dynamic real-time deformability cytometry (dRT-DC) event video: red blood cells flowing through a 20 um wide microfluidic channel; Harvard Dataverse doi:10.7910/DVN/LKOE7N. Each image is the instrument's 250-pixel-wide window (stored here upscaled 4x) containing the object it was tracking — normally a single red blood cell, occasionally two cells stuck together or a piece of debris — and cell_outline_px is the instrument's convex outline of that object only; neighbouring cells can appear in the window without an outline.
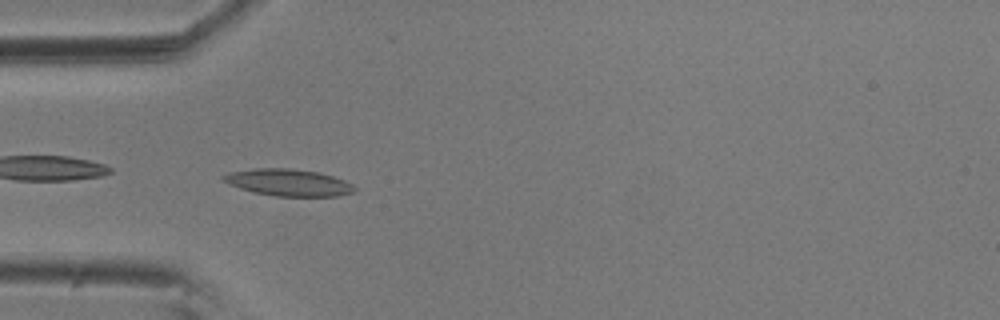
{"species": "common noctule bat (a hibernating species)", "species_latin": "Nyctalus noctula", "temperature_condition": "room temperature", "stored_images_in_passage": 40, "camera_frame_rate_fps": 3000, "um_per_image_px": 0.085, "animal": {"sex": "male", "body_mass_g": 20.5, "forearm_length_mm": 52.5}, "frame": {"image": 1, "passage_image": 1, "time_ms": 0.0, "image_size_px": [1000, 320], "cell_outline_px": [[356, 188], [352, 192], [340, 196], [276, 196], [256, 192], [240, 188], [224, 180], [220, 176], [232, 172], [252, 168], [288, 168], [320, 172], [344, 180], [352, 184]], "centroid_in_image_um": [24.55, 15.5], "position_along_channel_um": 60.4, "area_um2": 20.29}}
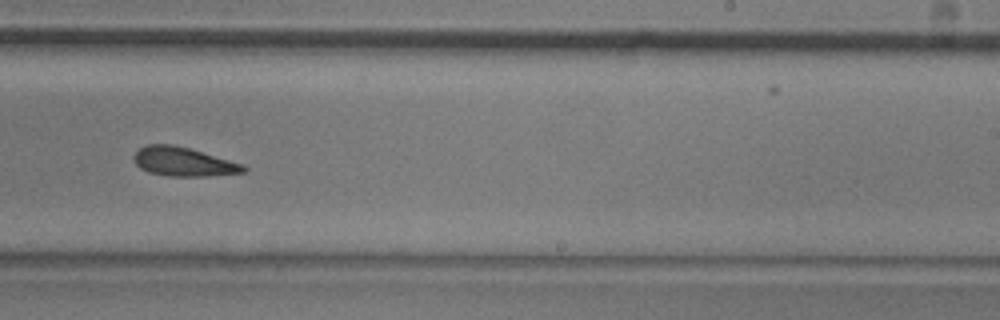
{"frame": {"image": 2, "passage_image": 19, "time_ms": 6.0, "image_size_px": [1000, 320], "cell_outline_px": [[248, 168], [244, 172], [208, 176], [168, 176], [148, 172], [140, 168], [136, 164], [132, 156], [140, 148], [148, 144], [172, 144], [188, 148], [244, 164]], "centroid_in_image_um": [15.58, 13.75], "position_along_channel_um": 273.4, "area_um2": 18.44}}
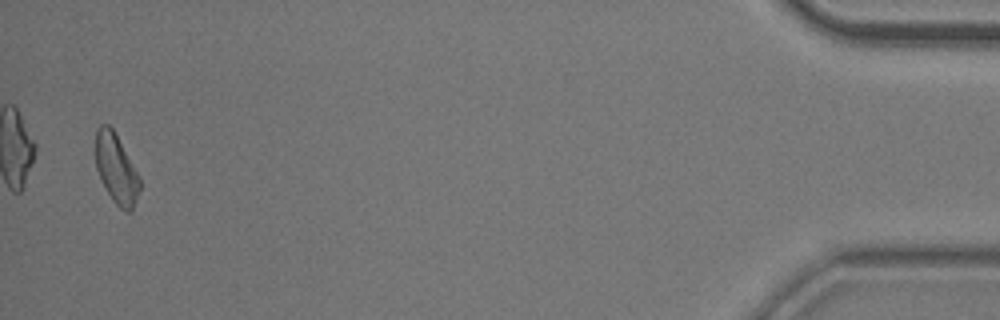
{"frame": {"image": 3, "passage_image": 39, "time_ms": 12.667, "image_size_px": [1000, 320], "cell_outline_px": [[140, 188], [132, 212], [124, 212], [112, 200], [96, 168], [96, 128], [100, 124], [108, 124], [112, 128], [140, 176]], "centroid_in_image_um": [9.89, 14.36], "position_along_channel_um": 425.3, "area_um2": 17.74}, "authors_computed_cell_mechanics": {"area_um2": 18.4671, "velocity_mm_per_s": 3.5823, "shape_relaxation_time_tau1_ms": 3.9213, "shape_relaxation_time_tau2_ms": 8.9588, "deformation_change_tau1": 0.1178, "deformation_change_tau2": 0.1851}}